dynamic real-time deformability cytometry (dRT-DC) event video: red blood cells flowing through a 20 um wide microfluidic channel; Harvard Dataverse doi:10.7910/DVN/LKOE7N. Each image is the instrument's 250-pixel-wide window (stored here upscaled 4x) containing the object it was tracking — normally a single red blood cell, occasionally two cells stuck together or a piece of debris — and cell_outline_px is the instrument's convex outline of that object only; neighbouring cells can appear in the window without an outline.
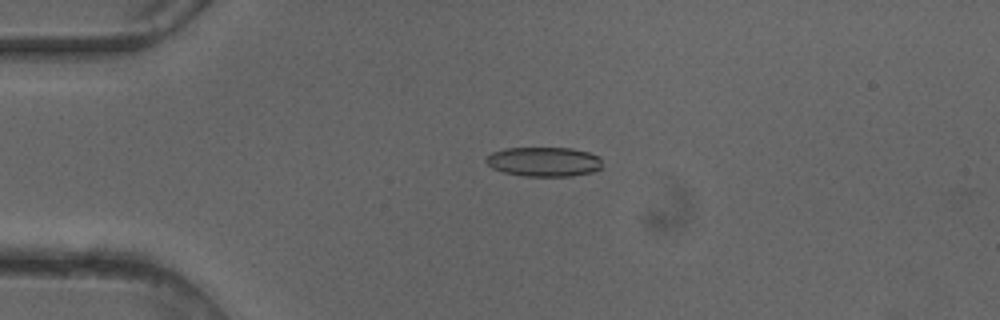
{"species": "common noctule bat (a hibernating species)", "species_latin": "Nyctalus noctula", "temperature_condition": "cold", "stored_images_in_passage": 41, "camera_frame_rate_fps": 3000, "um_per_image_px": 0.085, "animal": {"sex": "female"}, "frame": {"image": 1, "passage_image": 3, "time_ms": 0.667, "image_size_px": [1000, 320], "cell_outline_px": [[600, 168], [592, 172], [572, 176], [524, 176], [504, 172], [492, 168], [484, 160], [492, 152], [504, 148], [572, 148], [588, 152], [600, 156]], "centroid_in_image_um": [46.22, 13.74], "position_along_channel_um": 38.8, "area_um2": 19.94}}
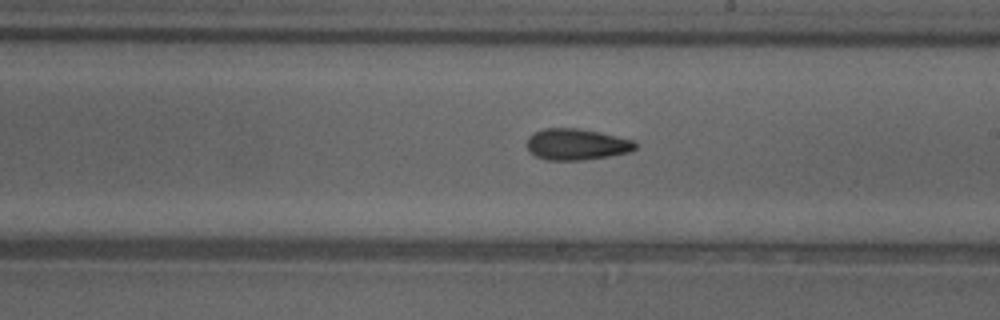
{"frame": {"image": 2, "passage_image": 20, "time_ms": 6.333, "image_size_px": [1000, 320], "cell_outline_px": [[640, 144], [636, 148], [628, 152], [608, 156], [580, 160], [548, 160], [536, 156], [528, 148], [528, 136], [532, 132], [544, 128], [580, 128], [600, 132], [632, 140]], "centroid_in_image_um": [49.01, 12.25], "position_along_channel_um": 240.0, "area_um2": 19.71}}
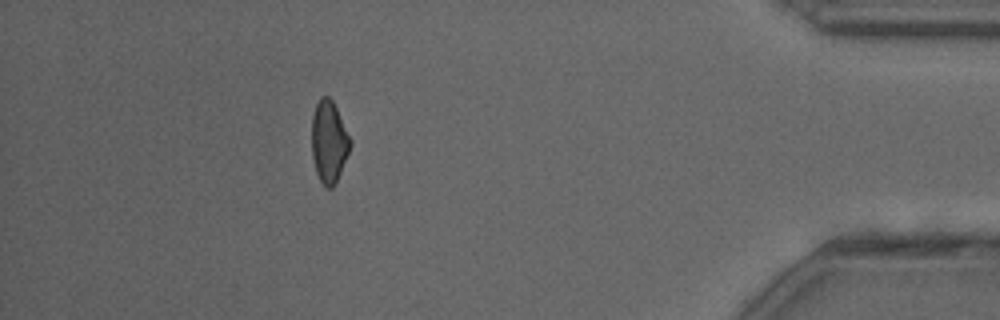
{"frame": {"image": 3, "passage_image": 36, "time_ms": 11.667, "image_size_px": [1000, 320], "cell_outline_px": [[352, 144], [340, 172], [332, 188], [328, 188], [320, 180], [316, 172], [312, 156], [312, 116], [316, 104], [320, 96], [328, 96], [332, 100], [352, 140]], "centroid_in_image_um": [27.96, 12.01], "position_along_channel_um": 407.2, "area_um2": 18.21}, "authors_computed_cell_mechanics": {"area_um2": 19.4786, "velocity_mm_per_s": 4.1277, "shape_relaxation_time_tau1_ms": 7.796, "shape_relaxation_time_tau2_ms": 3.7093, "deformation_change_tau1": 0.1979, "deformation_change_tau2": 0.1264}}